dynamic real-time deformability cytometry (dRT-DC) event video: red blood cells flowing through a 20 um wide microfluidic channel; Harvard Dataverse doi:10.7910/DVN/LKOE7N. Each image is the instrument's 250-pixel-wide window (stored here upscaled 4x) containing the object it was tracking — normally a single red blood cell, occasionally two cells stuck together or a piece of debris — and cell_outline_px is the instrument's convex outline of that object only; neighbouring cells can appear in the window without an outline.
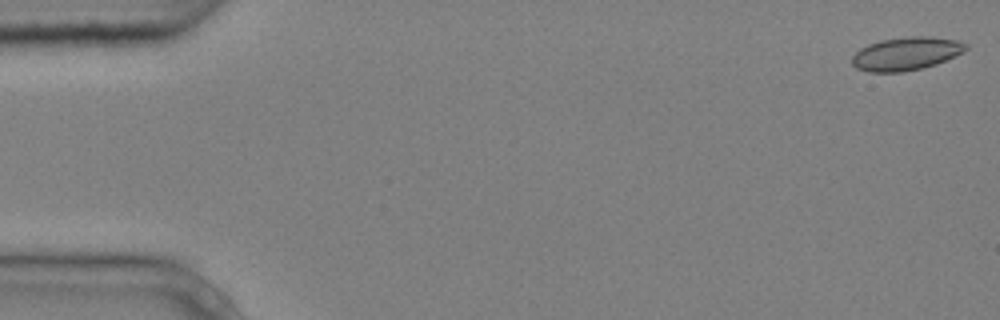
{"species": "common noctule bat (a hibernating species)", "species_latin": "Nyctalus noctula", "temperature_condition": "cold", "stored_images_in_passage": 3, "camera_frame_rate_fps": 3000, "um_per_image_px": 0.085, "animal": {"sex": "male", "body_mass_g": 20.4}, "frame": {"image": 1, "passage_image": 1, "time_ms": 0.0, "image_size_px": [1000, 320], "cell_outline_px": [[968, 48], [964, 52], [936, 64], [920, 68], [900, 72], [868, 72], [856, 68], [852, 64], [852, 56], [860, 48], [868, 44], [880, 40], [908, 36], [928, 36], [956, 40], [968, 44]], "centroid_in_image_um": [77.01, 4.55], "position_along_channel_um": 8.0, "area_um2": 22.02}}